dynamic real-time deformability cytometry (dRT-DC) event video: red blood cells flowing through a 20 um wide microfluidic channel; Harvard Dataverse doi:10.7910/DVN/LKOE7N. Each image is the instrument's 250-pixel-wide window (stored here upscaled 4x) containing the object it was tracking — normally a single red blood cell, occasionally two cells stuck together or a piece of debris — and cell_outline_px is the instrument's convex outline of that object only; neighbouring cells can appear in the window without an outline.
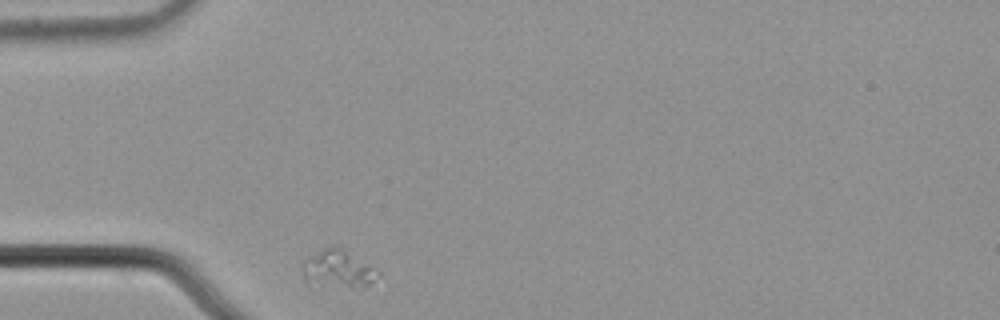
{"species": "common noctule bat (a hibernating species)", "species_latin": "Nyctalus noctula", "temperature_condition": "cold", "stored_images_in_passage": 1, "camera_frame_rate_fps": 3000, "um_per_image_px": 0.085, "animal": {"sex": "male", "body_mass_g": 21.5, "forearm_length_mm": 52.0}, "frame": {"image": 1, "passage_image": 1, "time_ms": 0.0, "image_size_px": [1000, 320], "cell_outline_px": [[384, 272], [364, 288], [352, 288], [304, 276], [304, 260], [308, 256], [324, 248], [336, 244], [340, 244]], "centroid_in_image_um": [28.95, 22.74], "position_along_channel_um": 56.1, "area_um2": 16.24}}